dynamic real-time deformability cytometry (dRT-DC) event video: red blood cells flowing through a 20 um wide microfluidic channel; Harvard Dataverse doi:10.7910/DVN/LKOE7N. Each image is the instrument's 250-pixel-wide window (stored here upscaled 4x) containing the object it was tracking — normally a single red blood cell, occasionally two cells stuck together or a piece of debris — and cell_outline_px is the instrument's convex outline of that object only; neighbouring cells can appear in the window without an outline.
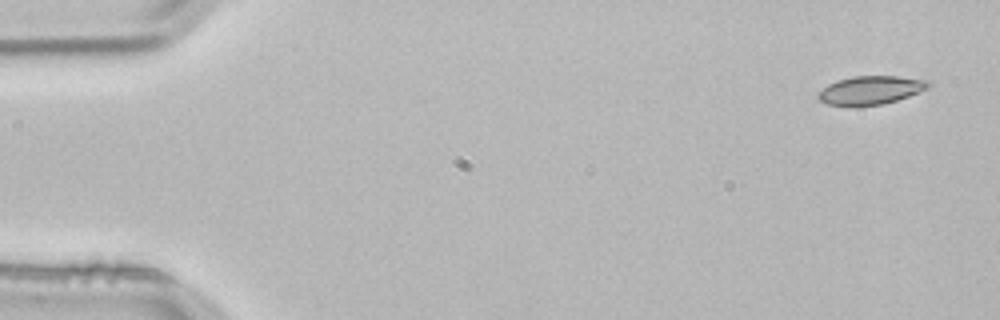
{"species": "common noctule bat (a hibernating species)", "species_latin": "Nyctalus noctula", "temperature_condition": "room temperature", "stored_images_in_passage": 3, "camera_frame_rate_fps": 3000, "um_per_image_px": 0.085, "animal": {"sex": "male", "body_mass_g": 21.5, "forearm_length_mm": 52.0}, "frame": {"image": 1, "passage_image": 1, "time_ms": 0.0, "image_size_px": [1000, 320], "cell_outline_px": [[932, 84], [928, 88], [908, 96], [884, 104], [828, 104], [820, 100], [816, 96], [816, 92], [828, 84], [836, 80], [852, 76], [900, 76], [928, 80]], "centroid_in_image_um": [74.0, 7.62], "position_along_channel_um": 11.0, "area_um2": 18.03}}